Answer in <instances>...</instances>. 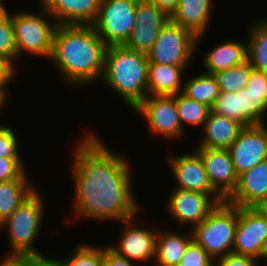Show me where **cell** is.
Here are the masks:
<instances>
[{
	"mask_svg": "<svg viewBox=\"0 0 267 266\" xmlns=\"http://www.w3.org/2000/svg\"><path fill=\"white\" fill-rule=\"evenodd\" d=\"M92 133L82 137L73 152V217L121 223L140 213L131 188L132 171L125 156Z\"/></svg>",
	"mask_w": 267,
	"mask_h": 266,
	"instance_id": "obj_1",
	"label": "cell"
},
{
	"mask_svg": "<svg viewBox=\"0 0 267 266\" xmlns=\"http://www.w3.org/2000/svg\"><path fill=\"white\" fill-rule=\"evenodd\" d=\"M106 49L92 25H57L49 59L67 85L80 88L101 80Z\"/></svg>",
	"mask_w": 267,
	"mask_h": 266,
	"instance_id": "obj_2",
	"label": "cell"
},
{
	"mask_svg": "<svg viewBox=\"0 0 267 266\" xmlns=\"http://www.w3.org/2000/svg\"><path fill=\"white\" fill-rule=\"evenodd\" d=\"M148 57L124 45L107 46L101 81L131 110L147 97Z\"/></svg>",
	"mask_w": 267,
	"mask_h": 266,
	"instance_id": "obj_3",
	"label": "cell"
},
{
	"mask_svg": "<svg viewBox=\"0 0 267 266\" xmlns=\"http://www.w3.org/2000/svg\"><path fill=\"white\" fill-rule=\"evenodd\" d=\"M45 203L37 189L2 223L8 233L10 251L4 257H43L37 250L36 237L42 228ZM2 227V228H1ZM35 240V241H34ZM35 243V244H34Z\"/></svg>",
	"mask_w": 267,
	"mask_h": 266,
	"instance_id": "obj_4",
	"label": "cell"
},
{
	"mask_svg": "<svg viewBox=\"0 0 267 266\" xmlns=\"http://www.w3.org/2000/svg\"><path fill=\"white\" fill-rule=\"evenodd\" d=\"M237 223L238 206L224 201L190 229L192 239L215 260L232 253Z\"/></svg>",
	"mask_w": 267,
	"mask_h": 266,
	"instance_id": "obj_5",
	"label": "cell"
},
{
	"mask_svg": "<svg viewBox=\"0 0 267 266\" xmlns=\"http://www.w3.org/2000/svg\"><path fill=\"white\" fill-rule=\"evenodd\" d=\"M39 7L41 9L37 14L22 11L11 14L18 60L23 53L47 59L51 56L53 36L58 24L41 3Z\"/></svg>",
	"mask_w": 267,
	"mask_h": 266,
	"instance_id": "obj_6",
	"label": "cell"
},
{
	"mask_svg": "<svg viewBox=\"0 0 267 266\" xmlns=\"http://www.w3.org/2000/svg\"><path fill=\"white\" fill-rule=\"evenodd\" d=\"M196 51V37L169 20L161 28L147 57L149 64L188 66Z\"/></svg>",
	"mask_w": 267,
	"mask_h": 266,
	"instance_id": "obj_7",
	"label": "cell"
},
{
	"mask_svg": "<svg viewBox=\"0 0 267 266\" xmlns=\"http://www.w3.org/2000/svg\"><path fill=\"white\" fill-rule=\"evenodd\" d=\"M137 0H101L92 26L107 46L124 45L136 23Z\"/></svg>",
	"mask_w": 267,
	"mask_h": 266,
	"instance_id": "obj_8",
	"label": "cell"
},
{
	"mask_svg": "<svg viewBox=\"0 0 267 266\" xmlns=\"http://www.w3.org/2000/svg\"><path fill=\"white\" fill-rule=\"evenodd\" d=\"M267 249V215L257 207H238L232 253L250 256L258 261Z\"/></svg>",
	"mask_w": 267,
	"mask_h": 266,
	"instance_id": "obj_9",
	"label": "cell"
},
{
	"mask_svg": "<svg viewBox=\"0 0 267 266\" xmlns=\"http://www.w3.org/2000/svg\"><path fill=\"white\" fill-rule=\"evenodd\" d=\"M132 111L144 118L148 129L158 136L174 140L185 134L174 96H147Z\"/></svg>",
	"mask_w": 267,
	"mask_h": 266,
	"instance_id": "obj_10",
	"label": "cell"
},
{
	"mask_svg": "<svg viewBox=\"0 0 267 266\" xmlns=\"http://www.w3.org/2000/svg\"><path fill=\"white\" fill-rule=\"evenodd\" d=\"M136 217H131L122 221L125 225L121 231V235L117 242L108 246L115 251L119 256L125 257L135 263H143L154 265L155 249H156V237L158 228H150L148 225L136 226ZM145 226V227H144Z\"/></svg>",
	"mask_w": 267,
	"mask_h": 266,
	"instance_id": "obj_11",
	"label": "cell"
},
{
	"mask_svg": "<svg viewBox=\"0 0 267 266\" xmlns=\"http://www.w3.org/2000/svg\"><path fill=\"white\" fill-rule=\"evenodd\" d=\"M167 200V211L180 228L191 225L192 228L201 223L208 214L224 200L218 194H204L174 188Z\"/></svg>",
	"mask_w": 267,
	"mask_h": 266,
	"instance_id": "obj_12",
	"label": "cell"
},
{
	"mask_svg": "<svg viewBox=\"0 0 267 266\" xmlns=\"http://www.w3.org/2000/svg\"><path fill=\"white\" fill-rule=\"evenodd\" d=\"M135 17V26L124 46L147 55L170 17L151 0H137Z\"/></svg>",
	"mask_w": 267,
	"mask_h": 266,
	"instance_id": "obj_13",
	"label": "cell"
},
{
	"mask_svg": "<svg viewBox=\"0 0 267 266\" xmlns=\"http://www.w3.org/2000/svg\"><path fill=\"white\" fill-rule=\"evenodd\" d=\"M228 150L238 176L267 160V124L244 127Z\"/></svg>",
	"mask_w": 267,
	"mask_h": 266,
	"instance_id": "obj_14",
	"label": "cell"
},
{
	"mask_svg": "<svg viewBox=\"0 0 267 266\" xmlns=\"http://www.w3.org/2000/svg\"><path fill=\"white\" fill-rule=\"evenodd\" d=\"M213 190L226 201L235 191L238 174L228 149L197 148Z\"/></svg>",
	"mask_w": 267,
	"mask_h": 266,
	"instance_id": "obj_15",
	"label": "cell"
},
{
	"mask_svg": "<svg viewBox=\"0 0 267 266\" xmlns=\"http://www.w3.org/2000/svg\"><path fill=\"white\" fill-rule=\"evenodd\" d=\"M166 159L176 180L175 188L217 194L208 180L202 159L195 150L181 155H168Z\"/></svg>",
	"mask_w": 267,
	"mask_h": 266,
	"instance_id": "obj_16",
	"label": "cell"
},
{
	"mask_svg": "<svg viewBox=\"0 0 267 266\" xmlns=\"http://www.w3.org/2000/svg\"><path fill=\"white\" fill-rule=\"evenodd\" d=\"M267 199V160L238 176L233 194L226 200L238 207H258Z\"/></svg>",
	"mask_w": 267,
	"mask_h": 266,
	"instance_id": "obj_17",
	"label": "cell"
},
{
	"mask_svg": "<svg viewBox=\"0 0 267 266\" xmlns=\"http://www.w3.org/2000/svg\"><path fill=\"white\" fill-rule=\"evenodd\" d=\"M101 0H43L58 25H92L97 18Z\"/></svg>",
	"mask_w": 267,
	"mask_h": 266,
	"instance_id": "obj_18",
	"label": "cell"
},
{
	"mask_svg": "<svg viewBox=\"0 0 267 266\" xmlns=\"http://www.w3.org/2000/svg\"><path fill=\"white\" fill-rule=\"evenodd\" d=\"M213 0H179L176 11L170 20L196 37V47L206 33L212 14Z\"/></svg>",
	"mask_w": 267,
	"mask_h": 266,
	"instance_id": "obj_19",
	"label": "cell"
},
{
	"mask_svg": "<svg viewBox=\"0 0 267 266\" xmlns=\"http://www.w3.org/2000/svg\"><path fill=\"white\" fill-rule=\"evenodd\" d=\"M243 128L244 126L238 121L211 111L202 128L205 135L199 139L197 146L228 149Z\"/></svg>",
	"mask_w": 267,
	"mask_h": 266,
	"instance_id": "obj_20",
	"label": "cell"
},
{
	"mask_svg": "<svg viewBox=\"0 0 267 266\" xmlns=\"http://www.w3.org/2000/svg\"><path fill=\"white\" fill-rule=\"evenodd\" d=\"M186 68L187 66L148 64L147 96H174L182 92V76Z\"/></svg>",
	"mask_w": 267,
	"mask_h": 266,
	"instance_id": "obj_21",
	"label": "cell"
},
{
	"mask_svg": "<svg viewBox=\"0 0 267 266\" xmlns=\"http://www.w3.org/2000/svg\"><path fill=\"white\" fill-rule=\"evenodd\" d=\"M204 72L214 74L247 61V41L228 40L214 46L203 58Z\"/></svg>",
	"mask_w": 267,
	"mask_h": 266,
	"instance_id": "obj_22",
	"label": "cell"
},
{
	"mask_svg": "<svg viewBox=\"0 0 267 266\" xmlns=\"http://www.w3.org/2000/svg\"><path fill=\"white\" fill-rule=\"evenodd\" d=\"M161 231L158 227L154 266H178L188 243L192 240L191 231L182 235L179 231Z\"/></svg>",
	"mask_w": 267,
	"mask_h": 266,
	"instance_id": "obj_23",
	"label": "cell"
},
{
	"mask_svg": "<svg viewBox=\"0 0 267 266\" xmlns=\"http://www.w3.org/2000/svg\"><path fill=\"white\" fill-rule=\"evenodd\" d=\"M36 189L29 179L0 182V224Z\"/></svg>",
	"mask_w": 267,
	"mask_h": 266,
	"instance_id": "obj_24",
	"label": "cell"
},
{
	"mask_svg": "<svg viewBox=\"0 0 267 266\" xmlns=\"http://www.w3.org/2000/svg\"><path fill=\"white\" fill-rule=\"evenodd\" d=\"M247 41V61L253 69L267 72V18L253 19Z\"/></svg>",
	"mask_w": 267,
	"mask_h": 266,
	"instance_id": "obj_25",
	"label": "cell"
},
{
	"mask_svg": "<svg viewBox=\"0 0 267 266\" xmlns=\"http://www.w3.org/2000/svg\"><path fill=\"white\" fill-rule=\"evenodd\" d=\"M182 93L211 108L219 97L220 90L212 74L201 72L184 82Z\"/></svg>",
	"mask_w": 267,
	"mask_h": 266,
	"instance_id": "obj_26",
	"label": "cell"
},
{
	"mask_svg": "<svg viewBox=\"0 0 267 266\" xmlns=\"http://www.w3.org/2000/svg\"><path fill=\"white\" fill-rule=\"evenodd\" d=\"M238 112L251 124H266L267 100L264 93H255L246 88L237 92Z\"/></svg>",
	"mask_w": 267,
	"mask_h": 266,
	"instance_id": "obj_27",
	"label": "cell"
},
{
	"mask_svg": "<svg viewBox=\"0 0 267 266\" xmlns=\"http://www.w3.org/2000/svg\"><path fill=\"white\" fill-rule=\"evenodd\" d=\"M174 98L182 129L186 131L184 125H199L203 128L204 123L211 112V108L205 104L190 99L182 92L175 94Z\"/></svg>",
	"mask_w": 267,
	"mask_h": 266,
	"instance_id": "obj_28",
	"label": "cell"
},
{
	"mask_svg": "<svg viewBox=\"0 0 267 266\" xmlns=\"http://www.w3.org/2000/svg\"><path fill=\"white\" fill-rule=\"evenodd\" d=\"M248 61L230 69L214 73L220 92L235 93L245 88L252 71Z\"/></svg>",
	"mask_w": 267,
	"mask_h": 266,
	"instance_id": "obj_29",
	"label": "cell"
},
{
	"mask_svg": "<svg viewBox=\"0 0 267 266\" xmlns=\"http://www.w3.org/2000/svg\"><path fill=\"white\" fill-rule=\"evenodd\" d=\"M73 248V252L64 259H57L62 266H102L104 246L96 247V245L79 242Z\"/></svg>",
	"mask_w": 267,
	"mask_h": 266,
	"instance_id": "obj_30",
	"label": "cell"
},
{
	"mask_svg": "<svg viewBox=\"0 0 267 266\" xmlns=\"http://www.w3.org/2000/svg\"><path fill=\"white\" fill-rule=\"evenodd\" d=\"M0 56L16 68L17 46L11 24V14L8 10L0 17Z\"/></svg>",
	"mask_w": 267,
	"mask_h": 266,
	"instance_id": "obj_31",
	"label": "cell"
},
{
	"mask_svg": "<svg viewBox=\"0 0 267 266\" xmlns=\"http://www.w3.org/2000/svg\"><path fill=\"white\" fill-rule=\"evenodd\" d=\"M211 111L226 116L241 123L244 127L252 126L239 112L237 92H220L219 97L211 107Z\"/></svg>",
	"mask_w": 267,
	"mask_h": 266,
	"instance_id": "obj_32",
	"label": "cell"
},
{
	"mask_svg": "<svg viewBox=\"0 0 267 266\" xmlns=\"http://www.w3.org/2000/svg\"><path fill=\"white\" fill-rule=\"evenodd\" d=\"M22 158H0V182L29 179Z\"/></svg>",
	"mask_w": 267,
	"mask_h": 266,
	"instance_id": "obj_33",
	"label": "cell"
},
{
	"mask_svg": "<svg viewBox=\"0 0 267 266\" xmlns=\"http://www.w3.org/2000/svg\"><path fill=\"white\" fill-rule=\"evenodd\" d=\"M214 260L193 239L188 243L178 266H209Z\"/></svg>",
	"mask_w": 267,
	"mask_h": 266,
	"instance_id": "obj_34",
	"label": "cell"
},
{
	"mask_svg": "<svg viewBox=\"0 0 267 266\" xmlns=\"http://www.w3.org/2000/svg\"><path fill=\"white\" fill-rule=\"evenodd\" d=\"M17 140L19 139L12 128L0 124V158H22Z\"/></svg>",
	"mask_w": 267,
	"mask_h": 266,
	"instance_id": "obj_35",
	"label": "cell"
},
{
	"mask_svg": "<svg viewBox=\"0 0 267 266\" xmlns=\"http://www.w3.org/2000/svg\"><path fill=\"white\" fill-rule=\"evenodd\" d=\"M218 266H259L260 262L250 256L238 255L234 253L219 257L214 260Z\"/></svg>",
	"mask_w": 267,
	"mask_h": 266,
	"instance_id": "obj_36",
	"label": "cell"
},
{
	"mask_svg": "<svg viewBox=\"0 0 267 266\" xmlns=\"http://www.w3.org/2000/svg\"><path fill=\"white\" fill-rule=\"evenodd\" d=\"M245 88L255 93H264L267 100V72L252 69Z\"/></svg>",
	"mask_w": 267,
	"mask_h": 266,
	"instance_id": "obj_37",
	"label": "cell"
},
{
	"mask_svg": "<svg viewBox=\"0 0 267 266\" xmlns=\"http://www.w3.org/2000/svg\"><path fill=\"white\" fill-rule=\"evenodd\" d=\"M15 70L17 69L8 60L0 56V92L6 97L8 96L6 86L14 81L15 75H17Z\"/></svg>",
	"mask_w": 267,
	"mask_h": 266,
	"instance_id": "obj_38",
	"label": "cell"
},
{
	"mask_svg": "<svg viewBox=\"0 0 267 266\" xmlns=\"http://www.w3.org/2000/svg\"><path fill=\"white\" fill-rule=\"evenodd\" d=\"M138 263L128 260L125 257L119 256L113 251L108 244L104 247V256L102 266H137Z\"/></svg>",
	"mask_w": 267,
	"mask_h": 266,
	"instance_id": "obj_39",
	"label": "cell"
},
{
	"mask_svg": "<svg viewBox=\"0 0 267 266\" xmlns=\"http://www.w3.org/2000/svg\"><path fill=\"white\" fill-rule=\"evenodd\" d=\"M0 266H31V257H2Z\"/></svg>",
	"mask_w": 267,
	"mask_h": 266,
	"instance_id": "obj_40",
	"label": "cell"
},
{
	"mask_svg": "<svg viewBox=\"0 0 267 266\" xmlns=\"http://www.w3.org/2000/svg\"><path fill=\"white\" fill-rule=\"evenodd\" d=\"M154 2L168 17L176 11L179 0H151Z\"/></svg>",
	"mask_w": 267,
	"mask_h": 266,
	"instance_id": "obj_41",
	"label": "cell"
},
{
	"mask_svg": "<svg viewBox=\"0 0 267 266\" xmlns=\"http://www.w3.org/2000/svg\"><path fill=\"white\" fill-rule=\"evenodd\" d=\"M31 266H62L57 259L43 257H31Z\"/></svg>",
	"mask_w": 267,
	"mask_h": 266,
	"instance_id": "obj_42",
	"label": "cell"
},
{
	"mask_svg": "<svg viewBox=\"0 0 267 266\" xmlns=\"http://www.w3.org/2000/svg\"><path fill=\"white\" fill-rule=\"evenodd\" d=\"M6 100H8V97H6L3 93L0 92V112L2 111L3 107L6 105Z\"/></svg>",
	"mask_w": 267,
	"mask_h": 266,
	"instance_id": "obj_43",
	"label": "cell"
},
{
	"mask_svg": "<svg viewBox=\"0 0 267 266\" xmlns=\"http://www.w3.org/2000/svg\"><path fill=\"white\" fill-rule=\"evenodd\" d=\"M257 208L267 215V199H265Z\"/></svg>",
	"mask_w": 267,
	"mask_h": 266,
	"instance_id": "obj_44",
	"label": "cell"
},
{
	"mask_svg": "<svg viewBox=\"0 0 267 266\" xmlns=\"http://www.w3.org/2000/svg\"><path fill=\"white\" fill-rule=\"evenodd\" d=\"M7 11L6 6H4L3 2H0V17Z\"/></svg>",
	"mask_w": 267,
	"mask_h": 266,
	"instance_id": "obj_45",
	"label": "cell"
},
{
	"mask_svg": "<svg viewBox=\"0 0 267 266\" xmlns=\"http://www.w3.org/2000/svg\"><path fill=\"white\" fill-rule=\"evenodd\" d=\"M264 259L263 261H266V266H267V249L262 253L260 260Z\"/></svg>",
	"mask_w": 267,
	"mask_h": 266,
	"instance_id": "obj_46",
	"label": "cell"
},
{
	"mask_svg": "<svg viewBox=\"0 0 267 266\" xmlns=\"http://www.w3.org/2000/svg\"><path fill=\"white\" fill-rule=\"evenodd\" d=\"M209 266H218L217 263L214 261L213 263H211Z\"/></svg>",
	"mask_w": 267,
	"mask_h": 266,
	"instance_id": "obj_47",
	"label": "cell"
}]
</instances>
